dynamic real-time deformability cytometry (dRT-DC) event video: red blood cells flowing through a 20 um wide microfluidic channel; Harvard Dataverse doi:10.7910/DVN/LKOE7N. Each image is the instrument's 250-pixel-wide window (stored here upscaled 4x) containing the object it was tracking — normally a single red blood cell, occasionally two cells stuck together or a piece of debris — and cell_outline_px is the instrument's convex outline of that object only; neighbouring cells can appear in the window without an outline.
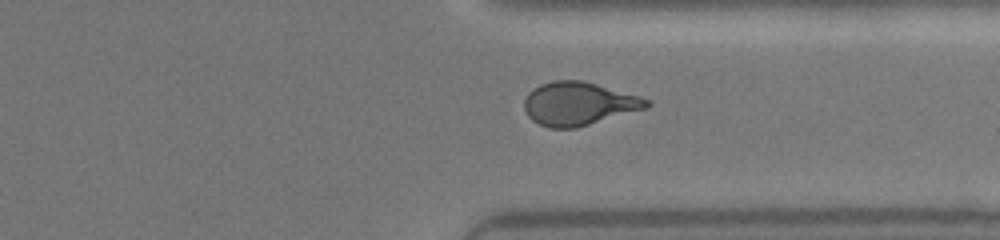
{"species": "human", "species_latin": "Homo sapiens", "temperature_condition": "warm", "stored_images_in_passage": 35, "camera_frame_rate_fps": 3000, "um_per_image_px": 0.085, "donor": {"sex": "female"}, "frame": {"image": 1, "passage_image": 30, "time_ms": 9.667, "image_size_px": [1000, 240], "cell_outline_px": [[652, 104], [648, 108], [576, 128], [548, 128], [532, 120], [528, 116], [524, 108], [524, 100], [528, 92], [532, 88], [540, 84], [552, 80], [584, 80], [640, 96], [648, 100]], "centroid_in_image_um": [49.18, 8.8], "position_along_channel_um": 362.2, "area_um2": 31.15}}